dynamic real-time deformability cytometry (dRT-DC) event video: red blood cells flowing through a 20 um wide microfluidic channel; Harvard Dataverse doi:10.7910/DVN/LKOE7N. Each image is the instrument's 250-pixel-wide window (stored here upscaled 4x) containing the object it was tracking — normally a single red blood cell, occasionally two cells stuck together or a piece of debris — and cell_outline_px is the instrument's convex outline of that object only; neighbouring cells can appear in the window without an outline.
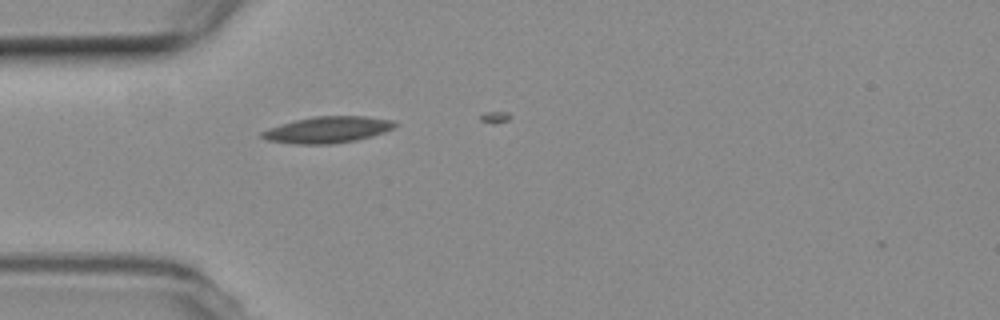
{"species": "common noctule bat (a hibernating species)", "species_latin": "Nyctalus noctula", "temperature_condition": "room temperature", "stored_images_in_passage": 7, "camera_frame_rate_fps": 3000, "um_per_image_px": 0.085, "animal": {"sex": "female", "body_mass_g": 19.3, "forearm_length_mm": 54.1}, "frame": {"image": 1, "passage_image": 4, "time_ms": 1.0, "image_size_px": [1000, 320], "cell_outline_px": [[396, 124], [392, 128], [384, 132], [372, 136], [356, 140], [332, 144], [292, 144], [268, 140], [260, 136], [260, 132], [268, 128], [280, 124], [296, 120], [316, 116], [364, 116], [392, 120]], "centroid_in_image_um": [27.81, 11.03], "position_along_channel_um": 57.2, "area_um2": 20.35}}